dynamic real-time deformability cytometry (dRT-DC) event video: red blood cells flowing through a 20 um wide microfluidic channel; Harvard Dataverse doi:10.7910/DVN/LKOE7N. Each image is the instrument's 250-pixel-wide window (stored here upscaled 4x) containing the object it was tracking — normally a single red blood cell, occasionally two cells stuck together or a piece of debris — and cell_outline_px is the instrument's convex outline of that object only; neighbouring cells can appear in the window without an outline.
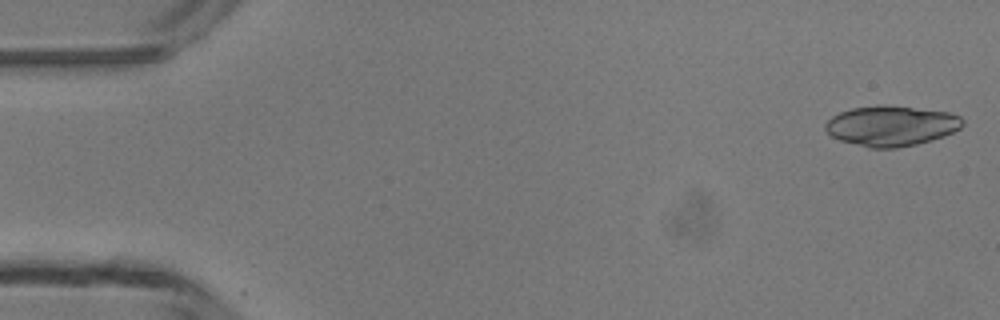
{"species": "common noctule bat (a hibernating species)", "species_latin": "Nyctalus noctula", "temperature_condition": "room temperature", "stored_images_in_passage": 6, "camera_frame_rate_fps": 3000, "um_per_image_px": 0.085, "animal": {"sex": "male", "body_mass_g": 13.3}, "frame": {"image": 1, "passage_image": 1, "time_ms": 0.0, "image_size_px": [1000, 320], "cell_outline_px": [[964, 124], [960, 128], [944, 136], [932, 140], [916, 144], [896, 148], [868, 148], [840, 140], [832, 136], [824, 128], [824, 124], [832, 116], [840, 112], [852, 108], [876, 104], [884, 104], [948, 112], [960, 116], [964, 120]], "centroid_in_image_um": [75.75, 10.69], "position_along_channel_um": 9.3, "area_um2": 32.37}}
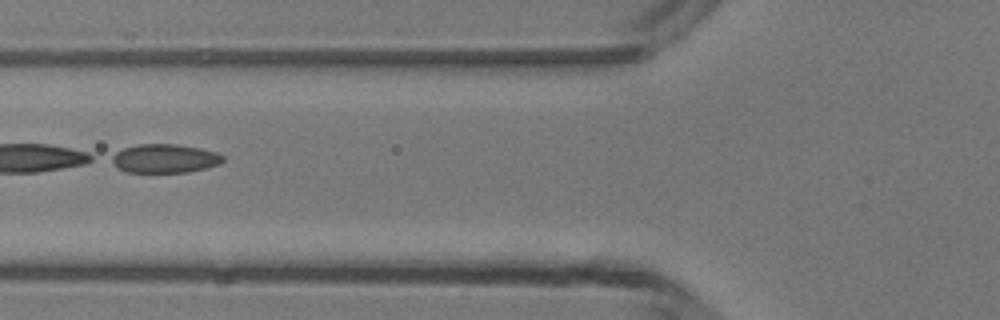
{"frame": {"image": 2, "passage_image": 5, "time_ms": 5.667, "image_size_px": [1000, 320], "cell_outline_px": [[224, 160], [220, 164], [188, 172], [124, 172], [116, 168], [108, 160], [108, 156], [124, 148], [140, 144], [176, 144], [200, 148], [216, 152], [224, 156]], "centroid_in_image_um": [13.93, 13.47], "position_along_channel_um": 111.9, "area_um2": 18.9}}
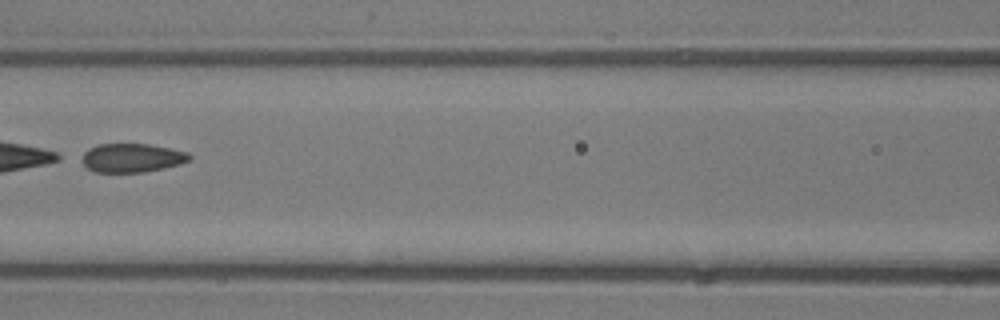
{"frame": {"image": 3, "passage_image": 6, "time_ms": 6.667, "image_size_px": [1000, 320], "cell_outline_px": [[192, 160], [180, 164], [164, 168], [144, 172], [96, 172], [88, 168], [84, 164], [84, 152], [88, 148], [96, 144], [148, 144], [188, 152], [192, 156]], "centroid_in_image_um": [11.26, 13.41], "position_along_channel_um": 155.3, "area_um2": 17.98}}